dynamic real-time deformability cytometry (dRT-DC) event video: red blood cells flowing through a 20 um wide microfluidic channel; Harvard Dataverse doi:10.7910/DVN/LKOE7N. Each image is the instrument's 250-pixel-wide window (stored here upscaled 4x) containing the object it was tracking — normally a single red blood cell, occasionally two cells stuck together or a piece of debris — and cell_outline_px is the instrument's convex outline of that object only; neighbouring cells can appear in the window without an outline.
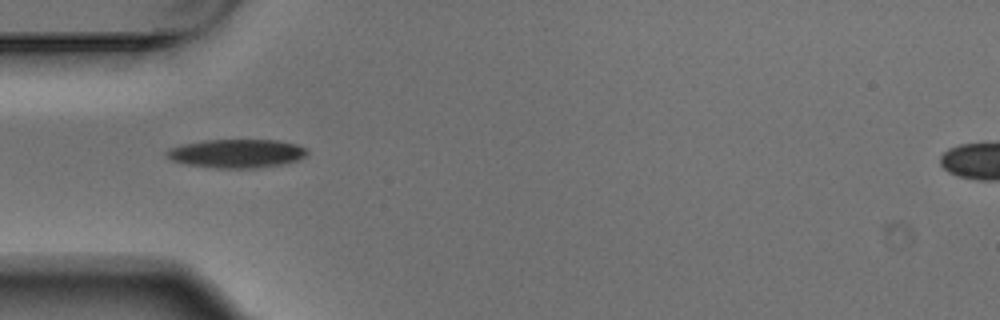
{"species": "Egyptian fruit bat (a non-hibernating species)", "species_latin": "Rousettus aegyptiacus", "temperature_condition": "warm", "stored_images_in_passage": 4, "camera_frame_rate_fps": 3000, "um_per_image_px": 0.085, "animal": {"sex": "male"}, "frame": {"image": 1, "passage_image": 1, "time_ms": 0.0, "image_size_px": [1000, 320], "cell_outline_px": [[308, 152], [300, 160], [280, 164], [256, 168], [216, 168], [184, 164], [172, 160], [164, 152], [172, 148], [184, 144], [204, 140], [276, 140], [296, 144], [308, 148]], "centroid_in_image_um": [20.14, 13.05], "position_along_channel_um": 64.9, "area_um2": 23.35}}
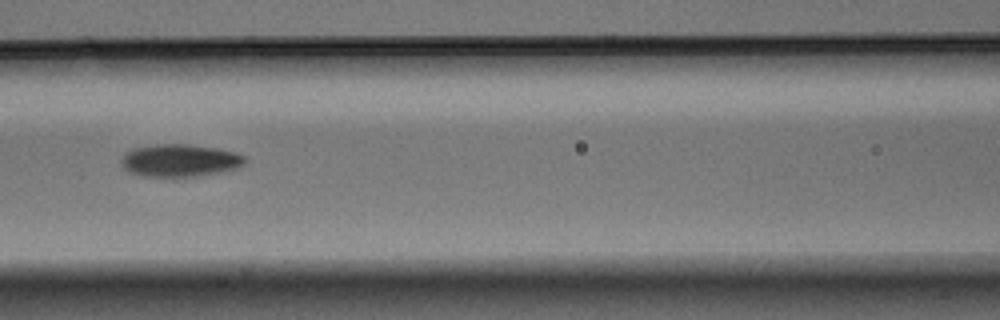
{"frame": {"image": 2, "passage_image": 3, "time_ms": 0.667, "image_size_px": [1000, 320], "cell_outline_px": [[244, 164], [240, 168], [200, 176], [140, 176], [124, 168], [120, 160], [124, 152], [136, 148], [156, 144], [188, 144], [216, 148], [236, 152], [244, 156]], "centroid_in_image_um": [15.3, 13.63], "position_along_channel_um": 151.3, "area_um2": 23.41}}
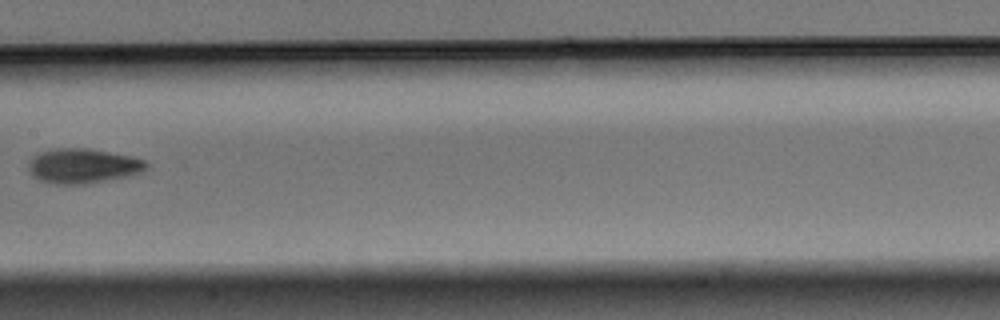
{"frame": {"image": 3, "passage_image": 4, "time_ms": 1.0, "image_size_px": [1000, 320], "cell_outline_px": [[148, 164], [140, 172], [124, 176], [84, 184], [56, 184], [40, 180], [32, 176], [28, 168], [28, 164], [40, 152], [60, 148], [88, 148], [132, 156], [144, 160]], "centroid_in_image_um": [7.02, 14.09], "position_along_channel_um": 200.4, "area_um2": 23.35}}